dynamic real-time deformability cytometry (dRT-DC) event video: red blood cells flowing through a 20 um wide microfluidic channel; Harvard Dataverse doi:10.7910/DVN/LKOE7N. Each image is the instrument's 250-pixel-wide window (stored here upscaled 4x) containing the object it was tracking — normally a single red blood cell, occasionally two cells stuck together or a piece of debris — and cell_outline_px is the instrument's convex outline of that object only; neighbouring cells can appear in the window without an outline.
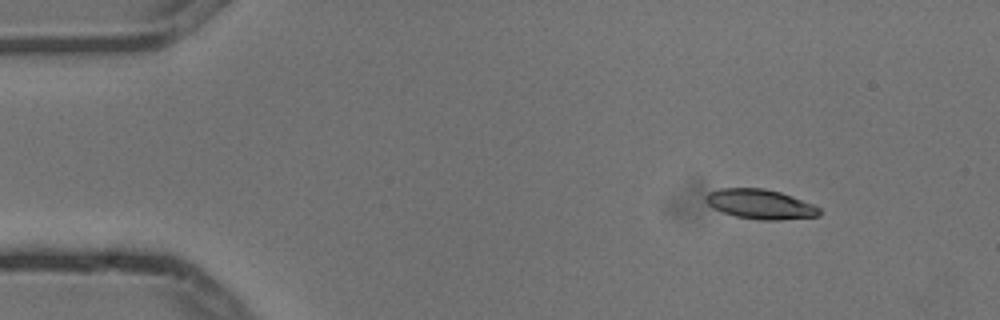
{"species": "common noctule bat (a hibernating species)", "species_latin": "Nyctalus noctula", "temperature_condition": "cold", "stored_images_in_passage": 3, "camera_frame_rate_fps": 3000, "um_per_image_px": 0.085, "animal": {"sex": "male", "body_mass_g": 13.3}, "frame": {"image": 1, "passage_image": 1, "time_ms": 0.0, "image_size_px": [1000, 320], "cell_outline_px": [[820, 216], [780, 220], [760, 220], [736, 216], [712, 208], [704, 200], [704, 196], [708, 192], [720, 188], [764, 188], [780, 192], [792, 196], [812, 204], [820, 208]], "centroid_in_image_um": [64.6, 17.35], "position_along_channel_um": 20.4, "area_um2": 19.71}}